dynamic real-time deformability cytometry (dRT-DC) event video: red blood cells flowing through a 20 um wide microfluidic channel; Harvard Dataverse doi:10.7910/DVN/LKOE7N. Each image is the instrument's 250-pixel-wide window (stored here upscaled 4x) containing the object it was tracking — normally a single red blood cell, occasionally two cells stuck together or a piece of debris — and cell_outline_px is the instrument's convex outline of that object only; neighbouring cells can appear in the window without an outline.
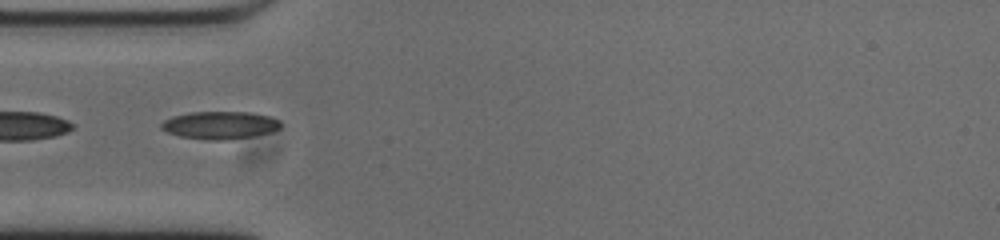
{"species": "common noctule bat (a hibernating species)", "species_latin": "Nyctalus noctula", "temperature_condition": "cold", "stored_images_in_passage": 36, "camera_frame_rate_fps": 3000, "um_per_image_px": 0.085, "animal": {"sex": "male", "body_mass_g": 20.0, "forearm_length_mm": 53.3}, "frame": {"image": 1, "passage_image": 1, "time_ms": 0.0, "image_size_px": [1000, 240], "cell_outline_px": [[280, 128], [272, 132], [252, 136], [228, 140], [204, 140], [180, 136], [168, 132], [160, 128], [160, 124], [164, 120], [172, 116], [188, 112], [248, 112], [268, 116], [280, 120]], "centroid_in_image_um": [18.67, 10.64], "position_along_channel_um": 66.3, "area_um2": 19.36}}
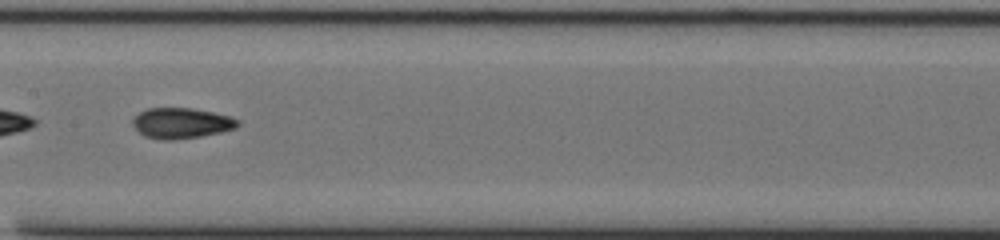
{"frame": {"image": 2, "passage_image": 11, "time_ms": 3.333, "image_size_px": [1000, 240], "cell_outline_px": [[240, 124], [236, 128], [220, 132], [200, 136], [172, 140], [160, 140], [144, 136], [132, 124], [132, 120], [140, 112], [148, 108], [192, 108], [212, 112], [228, 116], [240, 120]], "centroid_in_image_um": [15.42, 10.47], "position_along_channel_um": 192.0, "area_um2": 18.61}}